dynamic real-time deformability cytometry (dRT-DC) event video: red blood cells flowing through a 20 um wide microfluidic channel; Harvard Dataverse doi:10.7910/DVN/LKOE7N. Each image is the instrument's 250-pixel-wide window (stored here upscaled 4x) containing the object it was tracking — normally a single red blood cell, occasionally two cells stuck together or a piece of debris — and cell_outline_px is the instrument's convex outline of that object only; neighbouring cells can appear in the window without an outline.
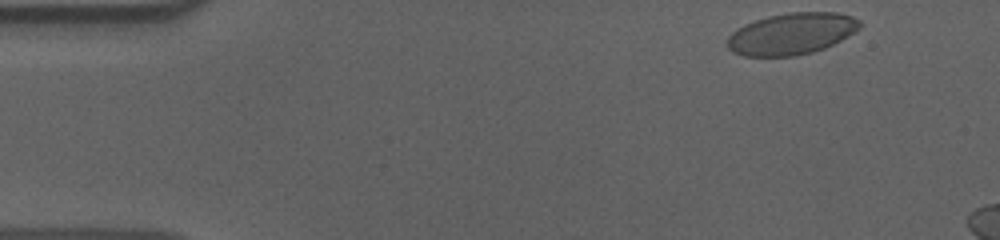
{"species": "human", "species_latin": "Homo sapiens", "temperature_condition": "cold", "stored_images_in_passage": 11, "camera_frame_rate_fps": 3000, "um_per_image_px": 0.085, "donor": {"sex": "male"}, "frame": {"image": 1, "passage_image": 1, "time_ms": 0.0, "image_size_px": [1000, 240], "cell_outline_px": [[860, 28], [840, 40], [824, 48], [812, 52], [796, 56], [744, 56], [732, 52], [724, 44], [728, 36], [736, 28], [744, 24], [768, 16], [788, 12], [836, 12], [852, 16], [860, 20]], "centroid_in_image_um": [67.23, 2.87], "position_along_channel_um": 17.8, "area_um2": 32.25}}